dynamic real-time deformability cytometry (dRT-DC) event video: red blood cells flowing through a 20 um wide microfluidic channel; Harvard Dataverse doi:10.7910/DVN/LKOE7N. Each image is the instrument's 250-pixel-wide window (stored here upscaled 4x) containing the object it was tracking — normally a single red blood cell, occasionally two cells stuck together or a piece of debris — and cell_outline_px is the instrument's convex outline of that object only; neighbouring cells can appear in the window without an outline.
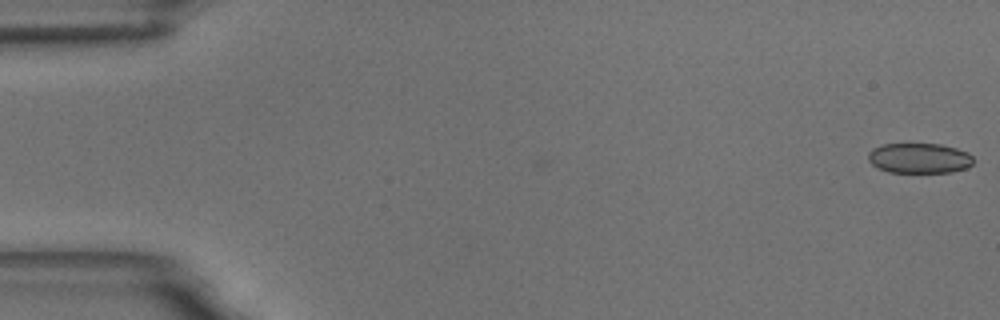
{"species": "common noctule bat (a hibernating species)", "species_latin": "Nyctalus noctula", "temperature_condition": "room temperature", "stored_images_in_passage": 6, "camera_frame_rate_fps": 3000, "um_per_image_px": 0.085, "animal": {"sex": "male", "body_mass_g": 18.8}, "frame": {"image": 1, "passage_image": 1, "time_ms": 0.0, "image_size_px": [1000, 320], "cell_outline_px": [[972, 164], [968, 168], [952, 172], [888, 172], [872, 164], [868, 160], [868, 152], [872, 148], [884, 144], [940, 144], [956, 148], [968, 152], [972, 156]], "centroid_in_image_um": [78.15, 13.44], "position_along_channel_um": 6.9, "area_um2": 18.5}}